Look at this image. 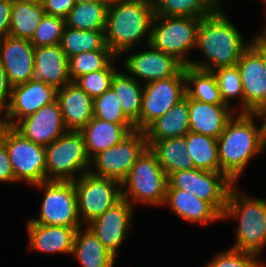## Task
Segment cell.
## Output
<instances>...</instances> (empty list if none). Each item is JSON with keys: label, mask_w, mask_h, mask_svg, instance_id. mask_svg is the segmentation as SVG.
<instances>
[{"label": "cell", "mask_w": 266, "mask_h": 267, "mask_svg": "<svg viewBox=\"0 0 266 267\" xmlns=\"http://www.w3.org/2000/svg\"><path fill=\"white\" fill-rule=\"evenodd\" d=\"M29 249L55 254H72L77 229L66 226H47L27 221Z\"/></svg>", "instance_id": "24"}, {"label": "cell", "mask_w": 266, "mask_h": 267, "mask_svg": "<svg viewBox=\"0 0 266 267\" xmlns=\"http://www.w3.org/2000/svg\"><path fill=\"white\" fill-rule=\"evenodd\" d=\"M264 265L258 260V255L239 251L235 249H228L219 252L214 256L208 264L204 267H263Z\"/></svg>", "instance_id": "41"}, {"label": "cell", "mask_w": 266, "mask_h": 267, "mask_svg": "<svg viewBox=\"0 0 266 267\" xmlns=\"http://www.w3.org/2000/svg\"><path fill=\"white\" fill-rule=\"evenodd\" d=\"M43 190L38 218L33 223L47 226L82 227L78 215L77 194L73 181L47 180L32 185Z\"/></svg>", "instance_id": "8"}, {"label": "cell", "mask_w": 266, "mask_h": 267, "mask_svg": "<svg viewBox=\"0 0 266 267\" xmlns=\"http://www.w3.org/2000/svg\"><path fill=\"white\" fill-rule=\"evenodd\" d=\"M255 113L258 115L259 119L263 118V121L261 122V128L263 131L264 138L266 140V103Z\"/></svg>", "instance_id": "46"}, {"label": "cell", "mask_w": 266, "mask_h": 267, "mask_svg": "<svg viewBox=\"0 0 266 267\" xmlns=\"http://www.w3.org/2000/svg\"><path fill=\"white\" fill-rule=\"evenodd\" d=\"M148 50L128 55L124 59L125 72L136 81L145 80V84L175 76L184 65L173 55L164 53L147 45ZM138 78L140 80H138Z\"/></svg>", "instance_id": "17"}, {"label": "cell", "mask_w": 266, "mask_h": 267, "mask_svg": "<svg viewBox=\"0 0 266 267\" xmlns=\"http://www.w3.org/2000/svg\"><path fill=\"white\" fill-rule=\"evenodd\" d=\"M65 26V19L45 14L30 41L35 48L58 45Z\"/></svg>", "instance_id": "40"}, {"label": "cell", "mask_w": 266, "mask_h": 267, "mask_svg": "<svg viewBox=\"0 0 266 267\" xmlns=\"http://www.w3.org/2000/svg\"><path fill=\"white\" fill-rule=\"evenodd\" d=\"M200 21L201 18L155 15L149 44L159 51L173 55L184 66H189L192 60L186 56L188 51L196 47Z\"/></svg>", "instance_id": "7"}, {"label": "cell", "mask_w": 266, "mask_h": 267, "mask_svg": "<svg viewBox=\"0 0 266 267\" xmlns=\"http://www.w3.org/2000/svg\"><path fill=\"white\" fill-rule=\"evenodd\" d=\"M143 86L140 131H144L185 97V66L173 77L152 81Z\"/></svg>", "instance_id": "13"}, {"label": "cell", "mask_w": 266, "mask_h": 267, "mask_svg": "<svg viewBox=\"0 0 266 267\" xmlns=\"http://www.w3.org/2000/svg\"><path fill=\"white\" fill-rule=\"evenodd\" d=\"M56 101L67 130L80 131L93 118V98L75 82L57 89Z\"/></svg>", "instance_id": "22"}, {"label": "cell", "mask_w": 266, "mask_h": 267, "mask_svg": "<svg viewBox=\"0 0 266 267\" xmlns=\"http://www.w3.org/2000/svg\"><path fill=\"white\" fill-rule=\"evenodd\" d=\"M218 6H221L222 4H221V0H213Z\"/></svg>", "instance_id": "50"}, {"label": "cell", "mask_w": 266, "mask_h": 267, "mask_svg": "<svg viewBox=\"0 0 266 267\" xmlns=\"http://www.w3.org/2000/svg\"><path fill=\"white\" fill-rule=\"evenodd\" d=\"M117 58L111 50H94L71 56L68 58L71 82L84 74L105 69Z\"/></svg>", "instance_id": "36"}, {"label": "cell", "mask_w": 266, "mask_h": 267, "mask_svg": "<svg viewBox=\"0 0 266 267\" xmlns=\"http://www.w3.org/2000/svg\"><path fill=\"white\" fill-rule=\"evenodd\" d=\"M146 143L156 155L158 163L167 176L173 172L194 168L186 149L185 136L163 140H146Z\"/></svg>", "instance_id": "27"}, {"label": "cell", "mask_w": 266, "mask_h": 267, "mask_svg": "<svg viewBox=\"0 0 266 267\" xmlns=\"http://www.w3.org/2000/svg\"><path fill=\"white\" fill-rule=\"evenodd\" d=\"M190 131L188 96L179 101L166 114L152 122L145 130L146 140L182 137Z\"/></svg>", "instance_id": "26"}, {"label": "cell", "mask_w": 266, "mask_h": 267, "mask_svg": "<svg viewBox=\"0 0 266 267\" xmlns=\"http://www.w3.org/2000/svg\"><path fill=\"white\" fill-rule=\"evenodd\" d=\"M35 47L30 40L6 36L0 39V59L13 86L32 79Z\"/></svg>", "instance_id": "19"}, {"label": "cell", "mask_w": 266, "mask_h": 267, "mask_svg": "<svg viewBox=\"0 0 266 267\" xmlns=\"http://www.w3.org/2000/svg\"><path fill=\"white\" fill-rule=\"evenodd\" d=\"M212 72L216 78L222 101L235 110L230 98L238 97L242 105L239 112H244V94L238 67L219 68Z\"/></svg>", "instance_id": "37"}, {"label": "cell", "mask_w": 266, "mask_h": 267, "mask_svg": "<svg viewBox=\"0 0 266 267\" xmlns=\"http://www.w3.org/2000/svg\"><path fill=\"white\" fill-rule=\"evenodd\" d=\"M57 89L31 79L12 87L8 108L2 113V124L13 127L21 119L56 101Z\"/></svg>", "instance_id": "15"}, {"label": "cell", "mask_w": 266, "mask_h": 267, "mask_svg": "<svg viewBox=\"0 0 266 267\" xmlns=\"http://www.w3.org/2000/svg\"><path fill=\"white\" fill-rule=\"evenodd\" d=\"M60 46L67 58L83 52L111 50L106 45L105 31H84L66 26Z\"/></svg>", "instance_id": "35"}, {"label": "cell", "mask_w": 266, "mask_h": 267, "mask_svg": "<svg viewBox=\"0 0 266 267\" xmlns=\"http://www.w3.org/2000/svg\"><path fill=\"white\" fill-rule=\"evenodd\" d=\"M25 1L36 2V3L42 4L44 0H25Z\"/></svg>", "instance_id": "49"}, {"label": "cell", "mask_w": 266, "mask_h": 267, "mask_svg": "<svg viewBox=\"0 0 266 267\" xmlns=\"http://www.w3.org/2000/svg\"><path fill=\"white\" fill-rule=\"evenodd\" d=\"M133 206L122 198L87 224L103 246L116 258L132 224Z\"/></svg>", "instance_id": "16"}, {"label": "cell", "mask_w": 266, "mask_h": 267, "mask_svg": "<svg viewBox=\"0 0 266 267\" xmlns=\"http://www.w3.org/2000/svg\"><path fill=\"white\" fill-rule=\"evenodd\" d=\"M72 256L82 267H113L116 261L87 226L85 230L81 227L76 230Z\"/></svg>", "instance_id": "28"}, {"label": "cell", "mask_w": 266, "mask_h": 267, "mask_svg": "<svg viewBox=\"0 0 266 267\" xmlns=\"http://www.w3.org/2000/svg\"><path fill=\"white\" fill-rule=\"evenodd\" d=\"M190 131L217 139L237 112L226 104H209L188 97Z\"/></svg>", "instance_id": "21"}, {"label": "cell", "mask_w": 266, "mask_h": 267, "mask_svg": "<svg viewBox=\"0 0 266 267\" xmlns=\"http://www.w3.org/2000/svg\"><path fill=\"white\" fill-rule=\"evenodd\" d=\"M45 159L46 180L73 181L89 171L91 165L82 133L74 130L45 146Z\"/></svg>", "instance_id": "6"}, {"label": "cell", "mask_w": 266, "mask_h": 267, "mask_svg": "<svg viewBox=\"0 0 266 267\" xmlns=\"http://www.w3.org/2000/svg\"><path fill=\"white\" fill-rule=\"evenodd\" d=\"M11 92H12V85L9 82L8 76L5 72V69L0 59V114L1 115L8 108L11 99Z\"/></svg>", "instance_id": "44"}, {"label": "cell", "mask_w": 266, "mask_h": 267, "mask_svg": "<svg viewBox=\"0 0 266 267\" xmlns=\"http://www.w3.org/2000/svg\"><path fill=\"white\" fill-rule=\"evenodd\" d=\"M0 138L5 143L15 183L23 181L32 186L47 181L45 146L26 139L13 127L3 124Z\"/></svg>", "instance_id": "9"}, {"label": "cell", "mask_w": 266, "mask_h": 267, "mask_svg": "<svg viewBox=\"0 0 266 267\" xmlns=\"http://www.w3.org/2000/svg\"><path fill=\"white\" fill-rule=\"evenodd\" d=\"M128 74L117 71L113 76L111 88L120 99L124 114L140 130V112L144 86Z\"/></svg>", "instance_id": "30"}, {"label": "cell", "mask_w": 266, "mask_h": 267, "mask_svg": "<svg viewBox=\"0 0 266 267\" xmlns=\"http://www.w3.org/2000/svg\"><path fill=\"white\" fill-rule=\"evenodd\" d=\"M1 116V115H0ZM1 125H2V118L0 117V127H1Z\"/></svg>", "instance_id": "52"}, {"label": "cell", "mask_w": 266, "mask_h": 267, "mask_svg": "<svg viewBox=\"0 0 266 267\" xmlns=\"http://www.w3.org/2000/svg\"><path fill=\"white\" fill-rule=\"evenodd\" d=\"M155 15L203 18L219 6L213 0H152Z\"/></svg>", "instance_id": "34"}, {"label": "cell", "mask_w": 266, "mask_h": 267, "mask_svg": "<svg viewBox=\"0 0 266 267\" xmlns=\"http://www.w3.org/2000/svg\"><path fill=\"white\" fill-rule=\"evenodd\" d=\"M219 6L212 14L201 18L197 29L196 48L204 60H192L189 66L214 71L236 66L243 52L250 46L239 29ZM207 59V61H205Z\"/></svg>", "instance_id": "1"}, {"label": "cell", "mask_w": 266, "mask_h": 267, "mask_svg": "<svg viewBox=\"0 0 266 267\" xmlns=\"http://www.w3.org/2000/svg\"><path fill=\"white\" fill-rule=\"evenodd\" d=\"M134 130V123H111L93 117L80 132L87 156L91 160L98 153L121 142Z\"/></svg>", "instance_id": "23"}, {"label": "cell", "mask_w": 266, "mask_h": 267, "mask_svg": "<svg viewBox=\"0 0 266 267\" xmlns=\"http://www.w3.org/2000/svg\"><path fill=\"white\" fill-rule=\"evenodd\" d=\"M112 61L105 69L78 77L74 82L91 98L102 95L111 88L113 76L119 70Z\"/></svg>", "instance_id": "39"}, {"label": "cell", "mask_w": 266, "mask_h": 267, "mask_svg": "<svg viewBox=\"0 0 266 267\" xmlns=\"http://www.w3.org/2000/svg\"><path fill=\"white\" fill-rule=\"evenodd\" d=\"M73 182L77 194L78 215L83 226L122 199L121 182L115 179L87 171Z\"/></svg>", "instance_id": "10"}, {"label": "cell", "mask_w": 266, "mask_h": 267, "mask_svg": "<svg viewBox=\"0 0 266 267\" xmlns=\"http://www.w3.org/2000/svg\"><path fill=\"white\" fill-rule=\"evenodd\" d=\"M185 84L189 98L209 104H225L213 72L185 66Z\"/></svg>", "instance_id": "32"}, {"label": "cell", "mask_w": 266, "mask_h": 267, "mask_svg": "<svg viewBox=\"0 0 266 267\" xmlns=\"http://www.w3.org/2000/svg\"><path fill=\"white\" fill-rule=\"evenodd\" d=\"M82 1L99 3V4L109 8L116 0H82Z\"/></svg>", "instance_id": "47"}, {"label": "cell", "mask_w": 266, "mask_h": 267, "mask_svg": "<svg viewBox=\"0 0 266 267\" xmlns=\"http://www.w3.org/2000/svg\"><path fill=\"white\" fill-rule=\"evenodd\" d=\"M154 16L152 0H116L107 9L106 45L118 57L133 51L143 37L149 44Z\"/></svg>", "instance_id": "3"}, {"label": "cell", "mask_w": 266, "mask_h": 267, "mask_svg": "<svg viewBox=\"0 0 266 267\" xmlns=\"http://www.w3.org/2000/svg\"><path fill=\"white\" fill-rule=\"evenodd\" d=\"M186 149L194 168L220 172L217 139L189 131L185 135Z\"/></svg>", "instance_id": "31"}, {"label": "cell", "mask_w": 266, "mask_h": 267, "mask_svg": "<svg viewBox=\"0 0 266 267\" xmlns=\"http://www.w3.org/2000/svg\"><path fill=\"white\" fill-rule=\"evenodd\" d=\"M45 14L40 3L12 0L9 36L31 40Z\"/></svg>", "instance_id": "29"}, {"label": "cell", "mask_w": 266, "mask_h": 267, "mask_svg": "<svg viewBox=\"0 0 266 267\" xmlns=\"http://www.w3.org/2000/svg\"><path fill=\"white\" fill-rule=\"evenodd\" d=\"M147 147L144 131L134 130L121 142L95 155L90 160L95 167L89 171L94 175L122 182Z\"/></svg>", "instance_id": "12"}, {"label": "cell", "mask_w": 266, "mask_h": 267, "mask_svg": "<svg viewBox=\"0 0 266 267\" xmlns=\"http://www.w3.org/2000/svg\"><path fill=\"white\" fill-rule=\"evenodd\" d=\"M188 223H212L222 220V216L206 201L186 190L167 188L164 206Z\"/></svg>", "instance_id": "25"}, {"label": "cell", "mask_w": 266, "mask_h": 267, "mask_svg": "<svg viewBox=\"0 0 266 267\" xmlns=\"http://www.w3.org/2000/svg\"><path fill=\"white\" fill-rule=\"evenodd\" d=\"M238 221L236 243L232 249L259 256L266 246V199L252 198L239 192L235 183L229 189L226 209L222 219Z\"/></svg>", "instance_id": "4"}, {"label": "cell", "mask_w": 266, "mask_h": 267, "mask_svg": "<svg viewBox=\"0 0 266 267\" xmlns=\"http://www.w3.org/2000/svg\"><path fill=\"white\" fill-rule=\"evenodd\" d=\"M32 79L56 89L71 82L68 58L60 44L35 48Z\"/></svg>", "instance_id": "20"}, {"label": "cell", "mask_w": 266, "mask_h": 267, "mask_svg": "<svg viewBox=\"0 0 266 267\" xmlns=\"http://www.w3.org/2000/svg\"><path fill=\"white\" fill-rule=\"evenodd\" d=\"M264 4H265V6H266V0H264V2H263ZM262 33L266 36V29L264 30V31H262Z\"/></svg>", "instance_id": "51"}, {"label": "cell", "mask_w": 266, "mask_h": 267, "mask_svg": "<svg viewBox=\"0 0 266 267\" xmlns=\"http://www.w3.org/2000/svg\"><path fill=\"white\" fill-rule=\"evenodd\" d=\"M233 184L224 173L192 168L171 173L167 188L191 192L223 216L229 189Z\"/></svg>", "instance_id": "11"}, {"label": "cell", "mask_w": 266, "mask_h": 267, "mask_svg": "<svg viewBox=\"0 0 266 267\" xmlns=\"http://www.w3.org/2000/svg\"><path fill=\"white\" fill-rule=\"evenodd\" d=\"M77 0H44L42 5L47 15L66 19Z\"/></svg>", "instance_id": "42"}, {"label": "cell", "mask_w": 266, "mask_h": 267, "mask_svg": "<svg viewBox=\"0 0 266 267\" xmlns=\"http://www.w3.org/2000/svg\"><path fill=\"white\" fill-rule=\"evenodd\" d=\"M167 185V174L158 163L156 155L147 147L121 182L122 198L133 207L136 203L164 206Z\"/></svg>", "instance_id": "5"}, {"label": "cell", "mask_w": 266, "mask_h": 267, "mask_svg": "<svg viewBox=\"0 0 266 267\" xmlns=\"http://www.w3.org/2000/svg\"><path fill=\"white\" fill-rule=\"evenodd\" d=\"M93 117L111 123H133L124 114L120 99L112 88L93 99Z\"/></svg>", "instance_id": "38"}, {"label": "cell", "mask_w": 266, "mask_h": 267, "mask_svg": "<svg viewBox=\"0 0 266 267\" xmlns=\"http://www.w3.org/2000/svg\"><path fill=\"white\" fill-rule=\"evenodd\" d=\"M107 9L99 3L77 0L65 19L66 27L84 31H105Z\"/></svg>", "instance_id": "33"}, {"label": "cell", "mask_w": 266, "mask_h": 267, "mask_svg": "<svg viewBox=\"0 0 266 267\" xmlns=\"http://www.w3.org/2000/svg\"><path fill=\"white\" fill-rule=\"evenodd\" d=\"M12 0H0V39L9 36Z\"/></svg>", "instance_id": "45"}, {"label": "cell", "mask_w": 266, "mask_h": 267, "mask_svg": "<svg viewBox=\"0 0 266 267\" xmlns=\"http://www.w3.org/2000/svg\"><path fill=\"white\" fill-rule=\"evenodd\" d=\"M236 66L244 94V112L255 113L266 103V68L262 58V32L250 41Z\"/></svg>", "instance_id": "14"}, {"label": "cell", "mask_w": 266, "mask_h": 267, "mask_svg": "<svg viewBox=\"0 0 266 267\" xmlns=\"http://www.w3.org/2000/svg\"><path fill=\"white\" fill-rule=\"evenodd\" d=\"M0 182H14V173L4 141L0 138Z\"/></svg>", "instance_id": "43"}, {"label": "cell", "mask_w": 266, "mask_h": 267, "mask_svg": "<svg viewBox=\"0 0 266 267\" xmlns=\"http://www.w3.org/2000/svg\"><path fill=\"white\" fill-rule=\"evenodd\" d=\"M235 115L217 138V145L220 172L236 184L251 159L266 149V140L261 124L257 126L254 121L258 118L256 113Z\"/></svg>", "instance_id": "2"}, {"label": "cell", "mask_w": 266, "mask_h": 267, "mask_svg": "<svg viewBox=\"0 0 266 267\" xmlns=\"http://www.w3.org/2000/svg\"><path fill=\"white\" fill-rule=\"evenodd\" d=\"M262 58L266 68V36L262 33Z\"/></svg>", "instance_id": "48"}, {"label": "cell", "mask_w": 266, "mask_h": 267, "mask_svg": "<svg viewBox=\"0 0 266 267\" xmlns=\"http://www.w3.org/2000/svg\"><path fill=\"white\" fill-rule=\"evenodd\" d=\"M13 128L23 137L43 146L67 132L57 101L18 121Z\"/></svg>", "instance_id": "18"}]
</instances>
